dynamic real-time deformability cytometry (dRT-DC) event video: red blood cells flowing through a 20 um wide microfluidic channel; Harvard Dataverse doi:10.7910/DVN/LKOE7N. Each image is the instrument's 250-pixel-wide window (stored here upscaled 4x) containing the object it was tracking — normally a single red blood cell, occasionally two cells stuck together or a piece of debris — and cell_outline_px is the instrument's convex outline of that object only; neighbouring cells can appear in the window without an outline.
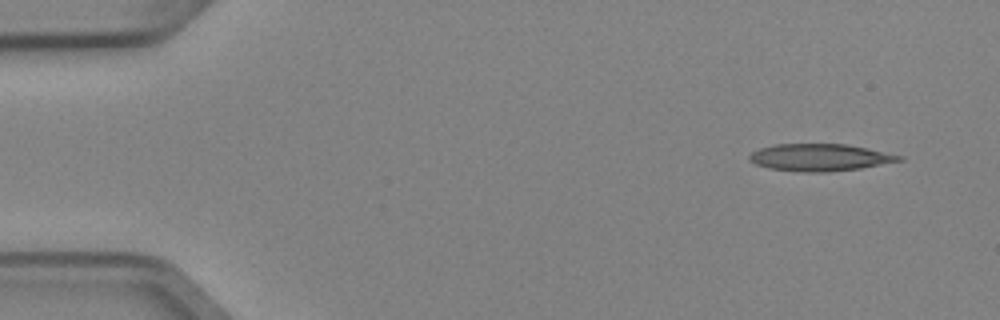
{"species": "Egyptian fruit bat (a non-hibernating species)", "species_latin": "Rousettus aegyptiacus", "temperature_condition": "cold", "stored_images_in_passage": 3, "camera_frame_rate_fps": 3000, "um_per_image_px": 0.085, "animal": {"sex": "female"}, "frame": {"image": 1, "passage_image": 1, "time_ms": 0.0, "image_size_px": [1000, 320], "cell_outline_px": [[904, 160], [860, 168], [828, 172], [804, 172], [768, 168], [756, 164], [748, 160], [748, 156], [752, 152], [760, 148], [776, 144], [844, 144], [868, 148], [904, 156]], "centroid_in_image_um": [69.69, 13.38], "position_along_channel_um": 15.3, "area_um2": 23.64}}